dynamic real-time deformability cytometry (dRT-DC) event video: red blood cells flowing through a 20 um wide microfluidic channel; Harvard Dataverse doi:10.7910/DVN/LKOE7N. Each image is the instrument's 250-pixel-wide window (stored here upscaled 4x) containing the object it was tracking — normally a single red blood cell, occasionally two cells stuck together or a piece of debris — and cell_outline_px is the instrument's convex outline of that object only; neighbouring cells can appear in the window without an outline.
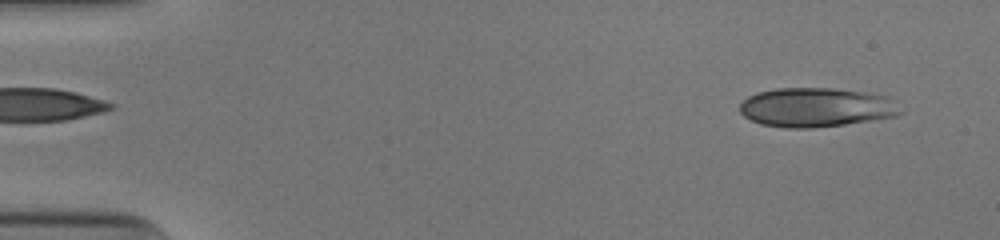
{"species": "human", "species_latin": "Homo sapiens", "temperature_condition": "cold", "stored_images_in_passage": 50, "camera_frame_rate_fps": 3000, "um_per_image_px": 0.085, "donor": {"sex": "male"}, "frame": {"image": 1, "passage_image": 3, "time_ms": 0.667, "image_size_px": [1000, 240], "cell_outline_px": [[904, 112], [896, 116], [844, 124], [812, 128], [788, 128], [760, 124], [744, 116], [740, 112], [740, 104], [748, 96], [756, 92], [776, 88], [832, 88], [864, 92], [884, 96]], "centroid_in_image_um": [69.31, 9.13], "position_along_channel_um": 15.7, "area_um2": 36.41}}
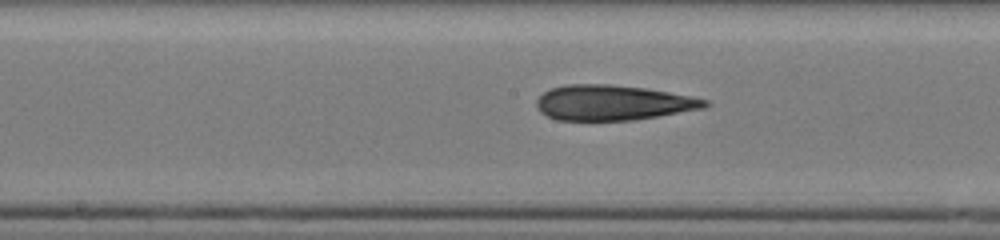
{"frame": {"image": 2, "passage_image": 26, "time_ms": 8.333, "image_size_px": [1000, 240], "cell_outline_px": [[712, 104], [704, 108], [632, 120], [556, 120], [540, 112], [536, 104], [536, 100], [544, 92], [552, 88], [564, 84], [608, 84], [648, 88], [692, 96], [708, 100]], "centroid_in_image_um": [52.1, 8.72], "position_along_channel_um": 196.1, "area_um2": 34.56}}
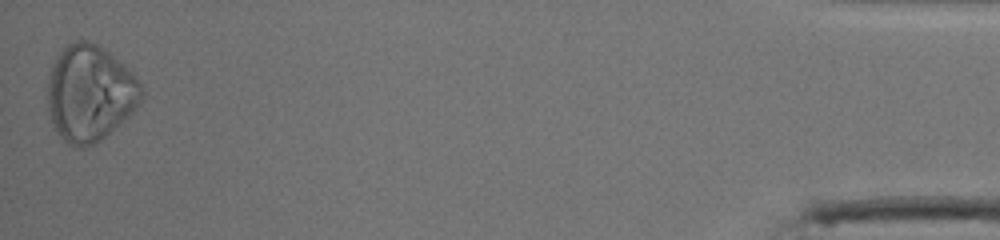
{"frame": {"image": 3, "passage_image": 50, "time_ms": 16.333, "image_size_px": [1000, 240], "cell_outline_px": [[144, 92], [140, 100], [128, 116], [100, 140], [84, 148], [76, 148], [68, 144], [56, 132], [48, 108], [48, 76], [52, 64], [56, 56], [68, 44], [76, 40], [88, 40], [96, 44], [108, 52], [124, 64], [136, 76], [144, 88]], "centroid_in_image_um": [7.63, 7.92], "position_along_channel_um": 427.6, "area_um2": 52.48}}